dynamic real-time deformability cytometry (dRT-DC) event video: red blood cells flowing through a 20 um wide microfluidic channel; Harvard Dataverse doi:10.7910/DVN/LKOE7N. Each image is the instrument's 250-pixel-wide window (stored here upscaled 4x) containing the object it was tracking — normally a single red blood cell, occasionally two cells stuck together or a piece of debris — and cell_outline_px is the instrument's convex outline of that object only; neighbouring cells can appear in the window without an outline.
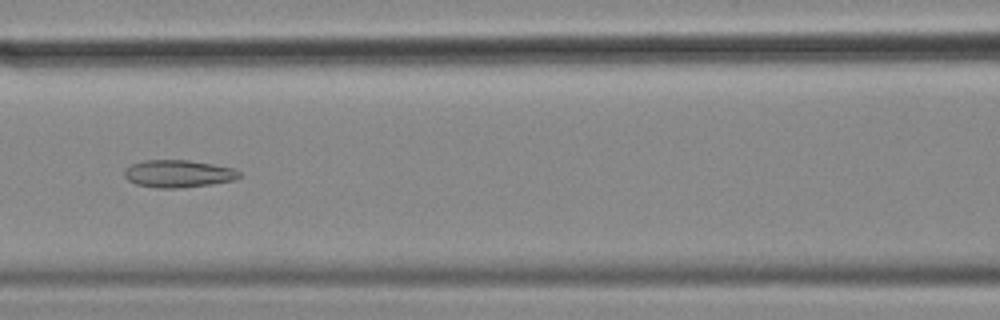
{"species": "common noctule bat (a hibernating species)", "species_latin": "Nyctalus noctula", "temperature_condition": "cold", "stored_images_in_passage": 57, "camera_frame_rate_fps": 3000, "um_per_image_px": 0.085, "animal": {"sex": "female", "body_mass_g": 18.4}, "frame": {"image": 1, "passage_image": 25, "time_ms": 8.0, "image_size_px": [1000, 320], "cell_outline_px": [[240, 176], [232, 180], [208, 184], [176, 188], [156, 188], [136, 184], [128, 180], [124, 176], [124, 168], [128, 164], [144, 160], [188, 160], [212, 164], [232, 168], [240, 172]], "centroid_in_image_um": [15.06, 14.75], "position_along_channel_um": 151.5, "area_um2": 18.26}}
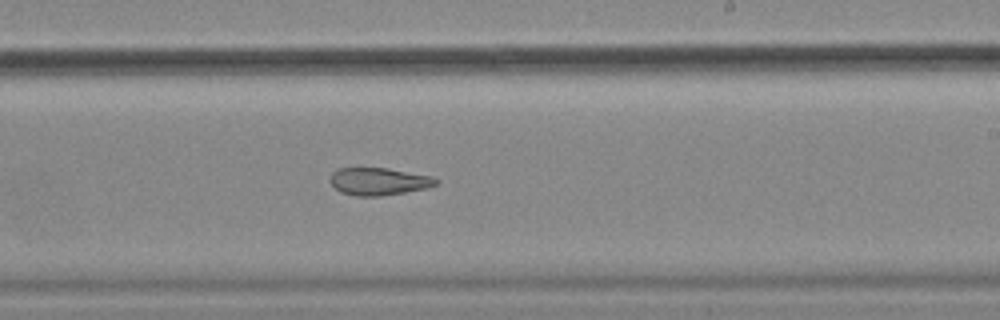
{"frame": {"image": 2, "passage_image": 34, "time_ms": 11.0, "image_size_px": [1000, 320], "cell_outline_px": [[440, 180], [436, 184], [428, 188], [380, 196], [356, 196], [340, 192], [332, 184], [332, 172], [336, 168], [388, 168], [432, 176]], "centroid_in_image_um": [32.22, 15.42], "position_along_channel_um": 256.8, "area_um2": 16.88}}
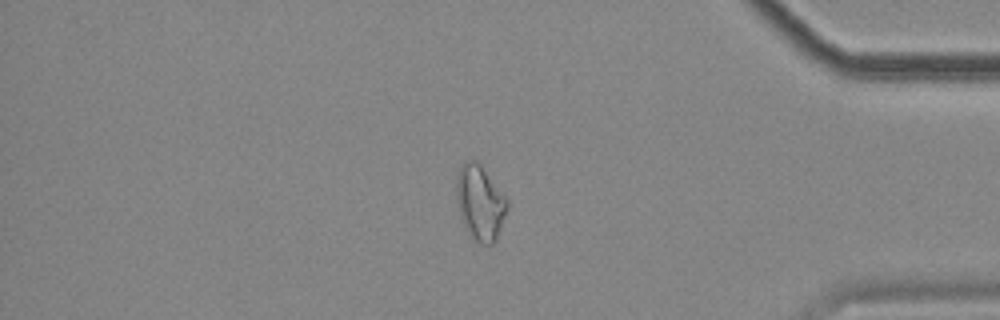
{"frame": {"image": 3, "passage_image": 48, "time_ms": 15.667, "image_size_px": [1000, 320], "cell_outline_px": [[508, 208], [496, 240], [492, 244], [480, 244], [472, 240], [460, 216], [456, 200], [456, 176], [464, 160], [476, 160], [480, 164], [508, 200]], "centroid_in_image_um": [40.79, 17.24], "position_along_channel_um": 394.4, "area_um2": 22.25}, "authors_computed_cell_mechanics": {"area_um2": 22.1952, "velocity_mm_per_s": 3.5358, "shape_relaxation_time_tau1_ms": null, "shape_relaxation_time_tau2_ms": 4.1827, "deformation_change_tau1": null, "deformation_change_tau2": 0.1238}}